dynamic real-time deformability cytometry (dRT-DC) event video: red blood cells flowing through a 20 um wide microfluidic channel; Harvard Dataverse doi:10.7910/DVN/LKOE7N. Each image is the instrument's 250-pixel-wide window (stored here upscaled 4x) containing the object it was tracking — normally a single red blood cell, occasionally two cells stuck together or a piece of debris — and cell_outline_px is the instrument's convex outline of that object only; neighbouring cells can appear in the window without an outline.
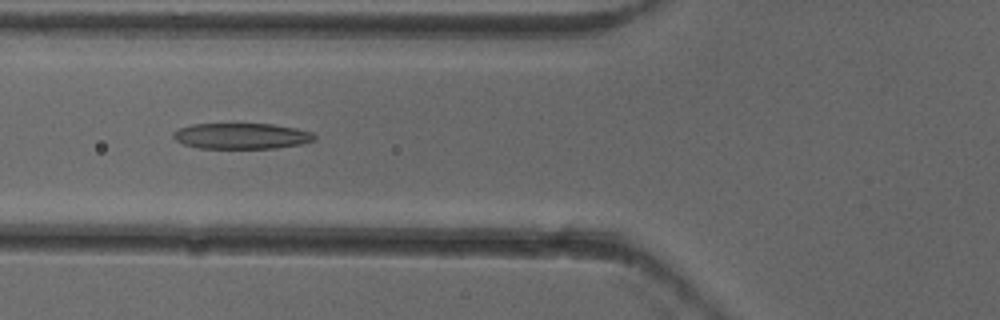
{"species": "common noctule bat (a hibernating species)", "species_latin": "Nyctalus noctula", "temperature_condition": "cold", "stored_images_in_passage": 49, "camera_frame_rate_fps": 3000, "um_per_image_px": 0.085, "animal": {"sex": "female"}, "frame": {"image": 1, "passage_image": 17, "time_ms": 5.333, "image_size_px": [1000, 320], "cell_outline_px": [[316, 140], [300, 144], [276, 148], [200, 148], [184, 144], [176, 140], [172, 136], [172, 132], [180, 128], [192, 124], [272, 124], [296, 128], [312, 132], [316, 136]], "centroid_in_image_um": [20.54, 11.56], "position_along_channel_um": 105.3, "area_um2": 21.21}}
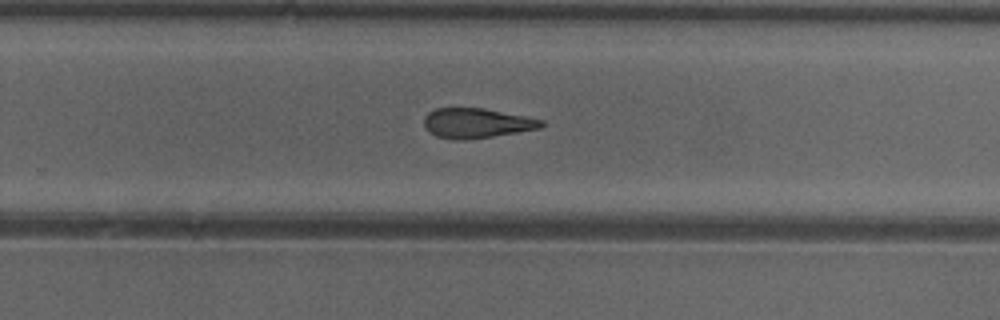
{"frame": {"image": 2, "passage_image": 31, "time_ms": 10.0, "image_size_px": [1000, 320], "cell_outline_px": [[544, 124], [540, 128], [492, 136], [460, 140], [452, 140], [436, 136], [428, 132], [424, 128], [424, 116], [428, 112], [436, 108], [484, 108], [544, 120]], "centroid_in_image_um": [40.45, 10.46], "position_along_channel_um": 289.3, "area_um2": 20.35}}
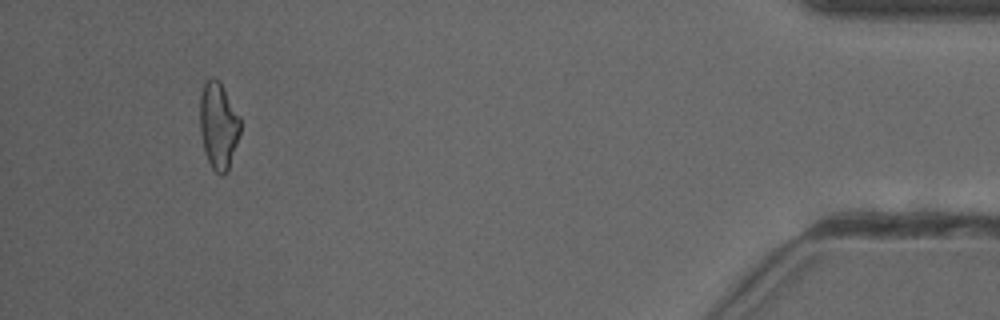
{"frame": {"image": 3, "passage_image": 46, "time_ms": 15.0, "image_size_px": [1000, 320], "cell_outline_px": [[240, 132], [228, 172], [224, 176], [220, 176], [212, 168], [204, 152], [200, 132], [200, 96], [204, 84], [212, 76], [216, 76], [220, 80], [240, 116]], "centroid_in_image_um": [18.57, 10.67], "position_along_channel_um": 416.6, "area_um2": 20.75}, "authors_computed_cell_mechanics": {"area_um2": 21.2704, "velocity_mm_per_s": 3.9376, "shape_relaxation_time_tau1_ms": 10.6478, "shape_relaxation_time_tau2_ms": 3.4905, "deformation_change_tau1": 0.2366, "deformation_change_tau2": 0.1431}}